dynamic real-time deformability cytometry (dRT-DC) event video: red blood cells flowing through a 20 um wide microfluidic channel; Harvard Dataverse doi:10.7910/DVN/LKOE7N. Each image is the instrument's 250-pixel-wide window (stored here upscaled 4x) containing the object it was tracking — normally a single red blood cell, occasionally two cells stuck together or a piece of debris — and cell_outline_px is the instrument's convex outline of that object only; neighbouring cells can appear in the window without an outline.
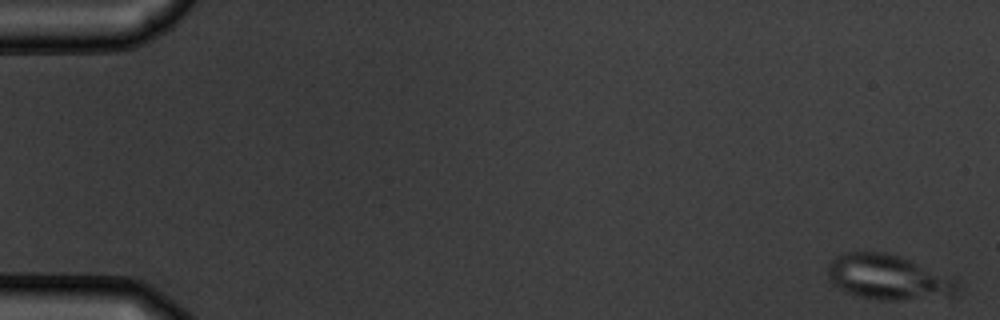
{"species": "common noctule bat (a hibernating species)", "species_latin": "Nyctalus noctula", "temperature_condition": "warm", "stored_images_in_passage": 5, "camera_frame_rate_fps": 3000, "um_per_image_px": 0.085, "animal": {"sex": "male", "body_mass_g": 19.5, "forearm_length_mm": 54.6}, "frame": {"image": 1, "passage_image": 1, "time_ms": 0.0, "image_size_px": [1000, 320], "cell_outline_px": [[960, 284], [952, 292], [900, 300], [880, 300], [860, 296], [848, 292], [832, 284], [828, 280], [828, 264], [836, 256], [844, 252], [884, 252], [900, 256], [912, 260], [960, 280]], "centroid_in_image_um": [75.41, 23.51], "position_along_channel_um": 9.6, "area_um2": 33.29}}